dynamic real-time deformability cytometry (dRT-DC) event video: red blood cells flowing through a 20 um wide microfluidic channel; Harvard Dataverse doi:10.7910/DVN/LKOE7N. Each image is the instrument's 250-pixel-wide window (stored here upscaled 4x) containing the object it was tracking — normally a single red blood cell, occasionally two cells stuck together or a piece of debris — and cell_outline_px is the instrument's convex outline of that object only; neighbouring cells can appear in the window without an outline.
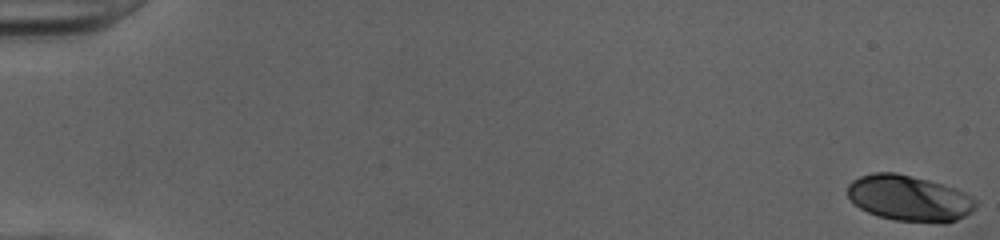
{"species": "human", "species_latin": "Homo sapiens", "temperature_condition": "cold", "stored_images_in_passage": 52, "camera_frame_rate_fps": 3000, "um_per_image_px": 0.085, "donor": {"sex": "female"}, "frame": {"image": 1, "passage_image": 1, "time_ms": 0.0, "image_size_px": [1000, 240], "cell_outline_px": [[976, 208], [972, 212], [956, 220], [944, 224], [896, 220], [876, 216], [860, 208], [848, 196], [848, 184], [852, 180], [860, 176], [872, 172], [896, 172], [928, 180], [964, 192], [972, 196], [976, 200]], "centroid_in_image_um": [77.29, 16.86], "position_along_channel_um": 7.7, "area_um2": 34.33}}
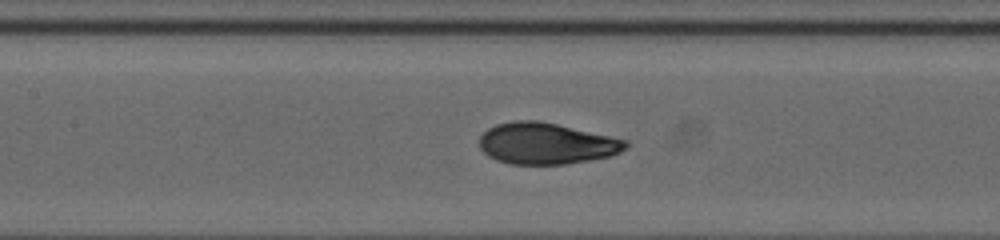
{"frame": {"image": 2, "passage_image": 26, "time_ms": 8.333, "image_size_px": [1000, 240], "cell_outline_px": [[628, 148], [620, 152], [608, 156], [588, 160], [564, 164], [512, 164], [496, 160], [488, 156], [480, 148], [480, 136], [488, 128], [496, 124], [512, 120], [536, 120], [556, 124], [628, 140]], "centroid_in_image_um": [46.42, 12.19], "position_along_channel_um": 161.0, "area_um2": 35.08}}
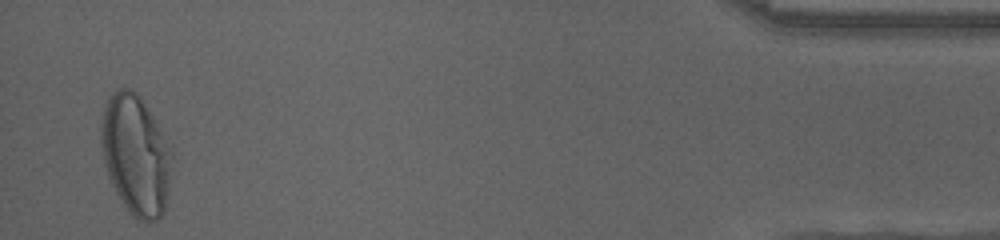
{"frame": {"image": 3, "passage_image": 51, "time_ms": 16.667, "image_size_px": [1000, 240], "cell_outline_px": [[172, 156], [164, 212], [156, 220], [136, 220], [132, 216], [116, 192], [108, 176], [104, 164], [100, 144], [100, 124], [104, 104], [108, 96], [120, 88], [132, 88], [140, 96], [156, 120], [172, 152]], "centroid_in_image_um": [11.5, 13.12], "position_along_channel_um": 423.7, "area_um2": 49.48}, "authors_computed_cell_mechanics": {"area_um2": 35.0268, "velocity_mm_per_s": 4.0273, "shape_relaxation_time_tau1_ms": 5.1828, "shape_relaxation_time_tau2_ms": null, "deformation_change_tau1": 0.2215, "deformation_change_tau2": null}}